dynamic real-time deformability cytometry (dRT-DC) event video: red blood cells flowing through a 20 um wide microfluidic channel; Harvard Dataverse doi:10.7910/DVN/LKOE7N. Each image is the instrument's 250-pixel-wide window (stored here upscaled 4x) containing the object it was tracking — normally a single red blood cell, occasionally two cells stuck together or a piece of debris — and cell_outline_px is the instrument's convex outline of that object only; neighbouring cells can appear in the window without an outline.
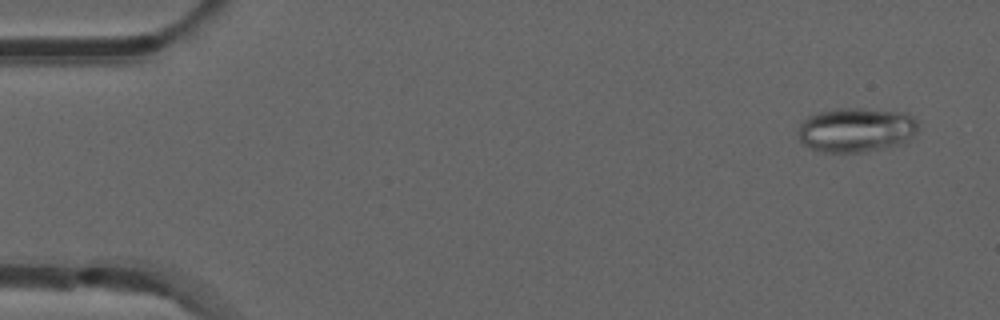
{"species": "common noctule bat (a hibernating species)", "species_latin": "Nyctalus noctula", "temperature_condition": "room temperature", "stored_images_in_passage": 49, "camera_frame_rate_fps": 3000, "um_per_image_px": 0.085, "animal": {"sex": "male", "forearm_length_mm": 52.5}, "frame": {"image": 1, "passage_image": 3, "time_ms": 0.667, "image_size_px": [1000, 320], "cell_outline_px": [[916, 132], [904, 144], [864, 152], [824, 152], [812, 148], [804, 144], [800, 140], [796, 132], [800, 124], [808, 116], [820, 112], [836, 108], [864, 108], [908, 112], [916, 120]], "centroid_in_image_um": [72.78, 11.03], "position_along_channel_um": 12.2, "area_um2": 31.39}}
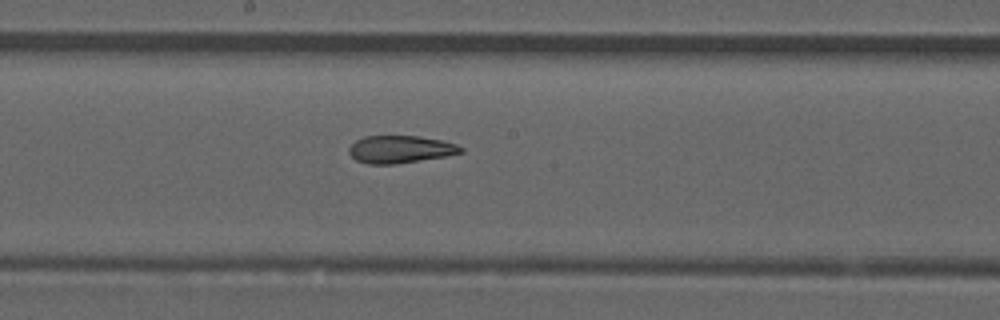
{"frame": {"image": 2, "passage_image": 28, "time_ms": 9.0, "image_size_px": [1000, 320], "cell_outline_px": [[464, 152], [444, 156], [396, 164], [368, 164], [356, 160], [348, 152], [348, 148], [356, 140], [364, 136], [420, 136], [440, 140], [456, 144], [464, 148]], "centroid_in_image_um": [34.01, 12.69], "position_along_channel_um": 214.2, "area_um2": 17.86}}
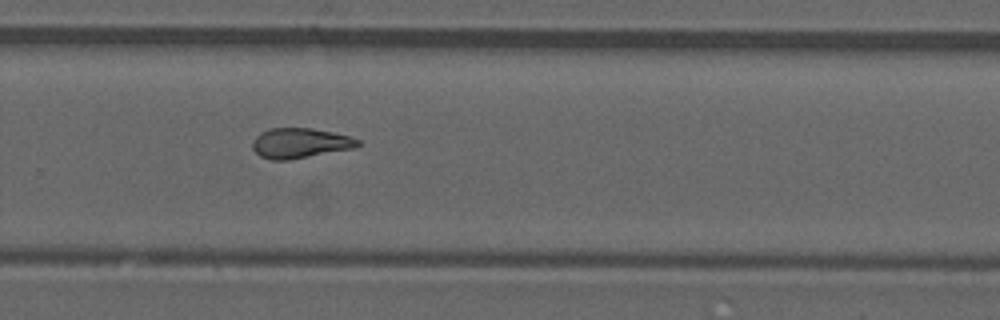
{"frame": {"image": 3, "passage_image": 35, "time_ms": 11.333, "image_size_px": [1000, 320], "cell_outline_px": [[360, 144], [356, 148], [288, 160], [272, 160], [260, 156], [252, 148], [252, 140], [260, 132], [268, 128], [312, 128], [332, 132], [348, 136], [360, 140]], "centroid_in_image_um": [25.49, 12.16], "position_along_channel_um": 304.3, "area_um2": 18.55}}